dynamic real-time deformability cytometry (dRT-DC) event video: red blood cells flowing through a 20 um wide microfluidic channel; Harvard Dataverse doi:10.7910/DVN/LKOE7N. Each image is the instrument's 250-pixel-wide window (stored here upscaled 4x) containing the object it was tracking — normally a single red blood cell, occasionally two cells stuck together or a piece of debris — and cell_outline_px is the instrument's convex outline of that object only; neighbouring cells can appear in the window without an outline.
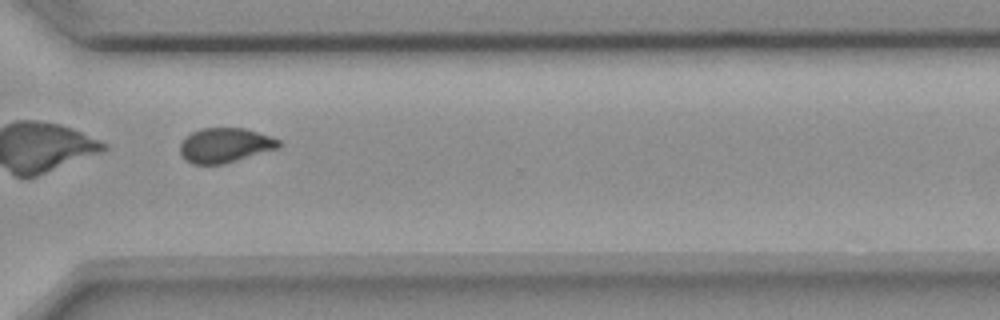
{"species": "common noctule bat (a hibernating species)", "species_latin": "Nyctalus noctula", "temperature_condition": "room temperature", "stored_images_in_passage": 37, "camera_frame_rate_fps": 3000, "um_per_image_px": 0.085, "animal": {"sex": "female", "body_mass_g": 18.4}, "frame": {"image": 1, "passage_image": 27, "time_ms": 8.667, "image_size_px": [1000, 320], "cell_outline_px": [[280, 148], [224, 164], [192, 164], [180, 152], [180, 144], [184, 136], [200, 128], [244, 128], [272, 136], [280, 140]], "centroid_in_image_um": [19.15, 12.34], "position_along_channel_um": 351.5, "area_um2": 20.06}, "authors_computed_cell_mechanics": {"area_um2": 20.2878, "velocity_mm_per_s": 3.6608, "shape_relaxation_time_tau1_ms": 9.7233, "shape_relaxation_time_tau2_ms": 1.8741, "deformation_change_tau1": 0.1637, "deformation_change_tau2": 0.066}}